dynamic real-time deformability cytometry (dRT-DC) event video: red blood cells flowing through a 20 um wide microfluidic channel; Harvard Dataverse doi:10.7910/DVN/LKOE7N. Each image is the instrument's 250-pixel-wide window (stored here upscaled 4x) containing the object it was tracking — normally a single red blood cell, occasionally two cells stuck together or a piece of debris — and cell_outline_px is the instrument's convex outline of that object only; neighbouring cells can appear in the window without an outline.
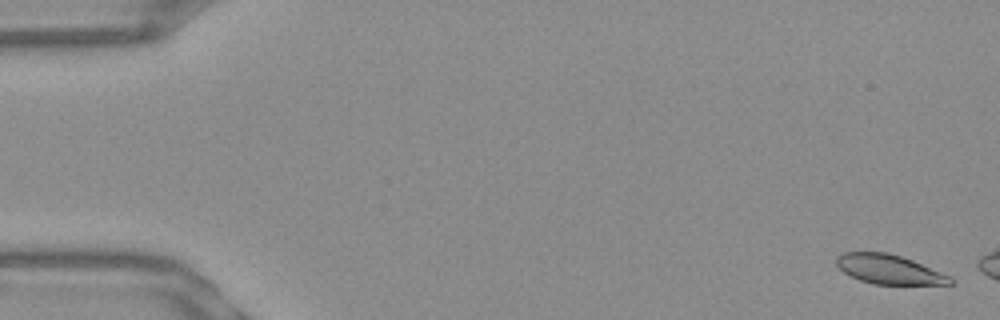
{"species": "Egyptian fruit bat (a non-hibernating species)", "species_latin": "Rousettus aegyptiacus", "temperature_condition": "warm", "stored_images_in_passage": 8, "camera_frame_rate_fps": 3000, "um_per_image_px": 0.085, "frame": {"image": 1, "passage_image": 2, "time_ms": 0.333, "image_size_px": [1000, 320], "cell_outline_px": [[952, 284], [872, 284], [860, 280], [844, 272], [836, 264], [836, 256], [844, 252], [888, 252], [912, 260], [952, 276]], "centroid_in_image_um": [75.57, 22.89], "position_along_channel_um": 9.4, "area_um2": 19.36}}